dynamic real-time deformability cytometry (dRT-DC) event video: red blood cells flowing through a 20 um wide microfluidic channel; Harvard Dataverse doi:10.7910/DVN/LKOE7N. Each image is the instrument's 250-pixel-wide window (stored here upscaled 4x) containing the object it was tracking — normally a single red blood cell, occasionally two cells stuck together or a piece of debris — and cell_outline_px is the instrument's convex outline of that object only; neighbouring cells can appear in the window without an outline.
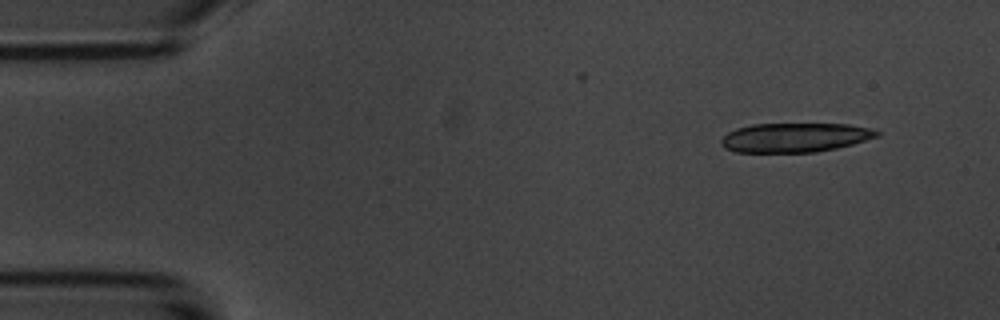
{"species": "common noctule bat (a hibernating species)", "species_latin": "Nyctalus noctula", "temperature_condition": "room temperature", "stored_images_in_passage": 5, "segment_of_instrument_passage": [1, 2], "camera_frame_rate_fps": 3000, "um_per_image_px": 0.085, "animal": {"sex": "male", "body_mass_g": 20.1, "forearm_length_mm": 53.5}, "frame": {"image": 1, "passage_image": 1, "time_ms": 0.0, "image_size_px": [1000, 320], "cell_outline_px": [[880, 136], [852, 144], [836, 148], [816, 152], [736, 152], [724, 148], [720, 144], [720, 140], [728, 132], [736, 128], [752, 124], [848, 124], [868, 128], [880, 132]], "centroid_in_image_um": [67.54, 11.69], "position_along_channel_um": 17.5, "area_um2": 26.53}}